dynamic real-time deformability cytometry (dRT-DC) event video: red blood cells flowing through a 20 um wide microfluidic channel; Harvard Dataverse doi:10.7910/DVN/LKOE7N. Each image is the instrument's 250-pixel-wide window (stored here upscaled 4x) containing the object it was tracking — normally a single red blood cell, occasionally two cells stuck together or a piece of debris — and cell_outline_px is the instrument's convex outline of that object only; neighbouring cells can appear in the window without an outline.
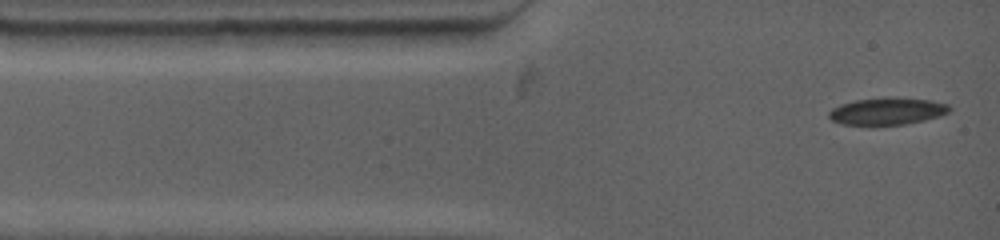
{"species": "common noctule bat (a hibernating species)", "species_latin": "Nyctalus noctula", "temperature_condition": "warm", "stored_images_in_passage": 5, "camera_frame_rate_fps": 4500, "um_per_image_px": 0.085, "animal": {"sex": "female", "body_mass_g": 19.0, "forearm_length_mm": 53.3}, "frame": {"image": 1, "passage_image": 1, "time_ms": 0.0, "image_size_px": [1000, 240], "cell_outline_px": [[952, 108], [948, 112], [940, 116], [924, 120], [904, 124], [840, 124], [832, 120], [828, 116], [828, 112], [832, 108], [840, 104], [856, 100], [932, 100], [948, 104]], "centroid_in_image_um": [75.4, 9.49], "position_along_channel_um": 9.6, "area_um2": 17.98}}
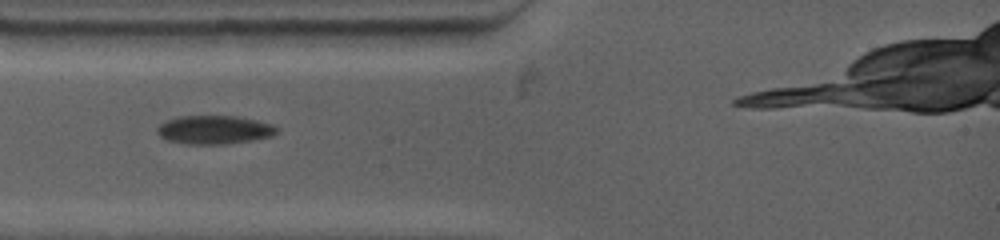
{"frame": {"image": 2, "passage_image": 3, "time_ms": 2.444, "image_size_px": [1000, 240], "cell_outline_px": [[280, 128], [272, 136], [252, 140], [224, 144], [188, 144], [168, 140], [160, 136], [156, 132], [156, 128], [160, 124], [176, 116], [236, 116], [256, 120], [272, 124]], "centroid_in_image_um": [18.21, 11.03], "position_along_channel_um": 66.8, "area_um2": 19.88}}
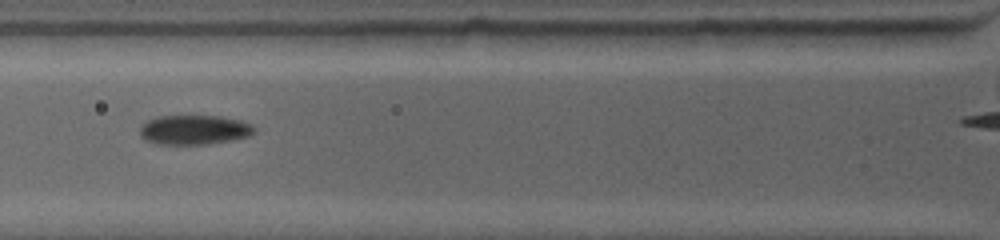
{"frame": {"image": 3, "passage_image": 4, "time_ms": 3.556, "image_size_px": [1000, 240], "cell_outline_px": [[256, 132], [252, 136], [232, 140], [208, 144], [156, 144], [144, 140], [140, 136], [140, 124], [156, 116], [220, 116], [240, 120], [252, 124], [256, 128]], "centroid_in_image_um": [16.52, 11.04], "position_along_channel_um": 109.3, "area_um2": 20.06}}